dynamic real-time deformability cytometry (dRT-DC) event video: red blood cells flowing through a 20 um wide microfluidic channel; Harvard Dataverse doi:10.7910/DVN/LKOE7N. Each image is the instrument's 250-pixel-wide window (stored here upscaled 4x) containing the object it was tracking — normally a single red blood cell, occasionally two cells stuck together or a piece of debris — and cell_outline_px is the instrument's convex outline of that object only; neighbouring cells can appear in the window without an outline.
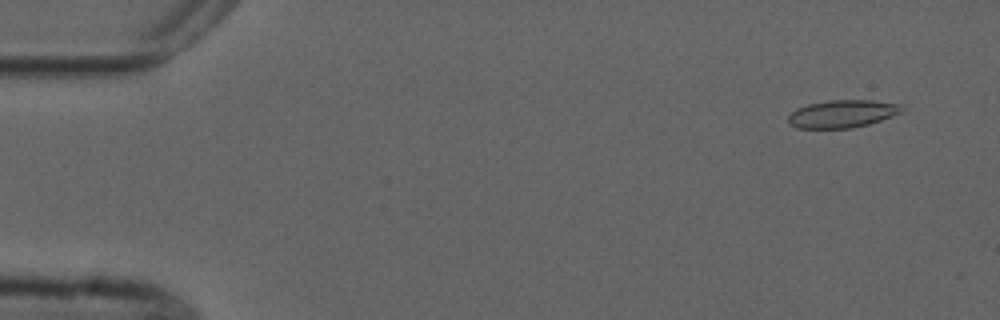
{"species": "common noctule bat (a hibernating species)", "species_latin": "Nyctalus noctula", "temperature_condition": "cold", "stored_images_in_passage": 55, "camera_frame_rate_fps": 3000, "um_per_image_px": 0.085, "animal": {"sex": "male", "forearm_length_mm": 52.5}, "frame": {"image": 1, "passage_image": 4, "time_ms": 1.0, "image_size_px": [1000, 320], "cell_outline_px": [[904, 112], [868, 124], [852, 128], [796, 128], [788, 124], [788, 116], [796, 108], [808, 104], [828, 100], [872, 100], [900, 104], [904, 108]], "centroid_in_image_um": [71.59, 9.67], "position_along_channel_um": 13.4, "area_um2": 18.44}}
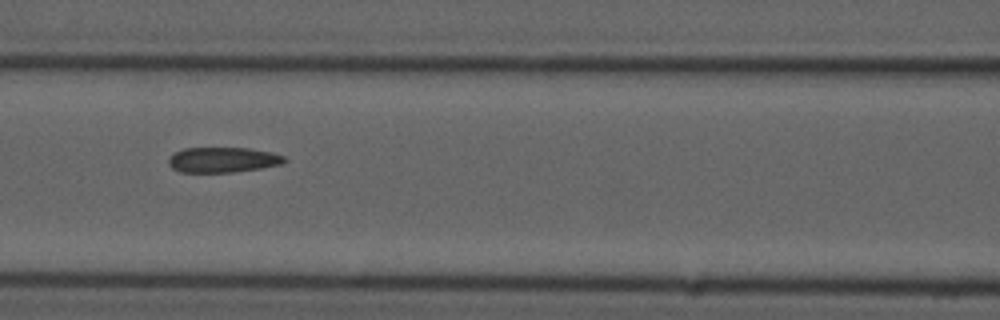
{"frame": {"image": 2, "passage_image": 24, "time_ms": 7.667, "image_size_px": [1000, 320], "cell_outline_px": [[288, 160], [284, 164], [260, 168], [232, 172], [180, 172], [172, 168], [168, 164], [168, 160], [176, 152], [184, 148], [248, 148], [272, 152], [284, 156]], "centroid_in_image_um": [18.98, 13.58], "position_along_channel_um": 147.6, "area_um2": 17.05}}
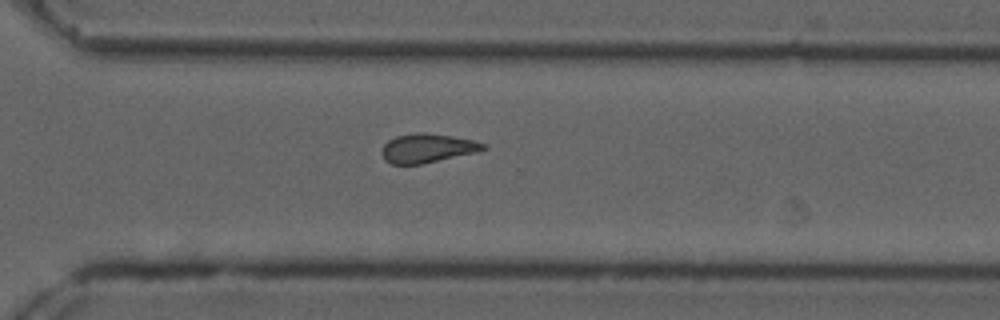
{"frame": {"image": 3, "passage_image": 39, "time_ms": 12.667, "image_size_px": [1000, 320], "cell_outline_px": [[488, 148], [476, 152], [420, 164], [392, 164], [384, 160], [380, 152], [384, 144], [388, 140], [396, 136], [416, 132], [424, 132], [452, 136], [476, 140], [488, 144]], "centroid_in_image_um": [36.33, 12.58], "position_along_channel_um": 334.3, "area_um2": 17.28}, "authors_computed_cell_mechanics": {"area_um2": 17.8602, "velocity_mm_per_s": 3.7484, "shape_relaxation_time_tau1_ms": null, "shape_relaxation_time_tau2_ms": 2.8656, "deformation_change_tau1": null, "deformation_change_tau2": 0.0974}}